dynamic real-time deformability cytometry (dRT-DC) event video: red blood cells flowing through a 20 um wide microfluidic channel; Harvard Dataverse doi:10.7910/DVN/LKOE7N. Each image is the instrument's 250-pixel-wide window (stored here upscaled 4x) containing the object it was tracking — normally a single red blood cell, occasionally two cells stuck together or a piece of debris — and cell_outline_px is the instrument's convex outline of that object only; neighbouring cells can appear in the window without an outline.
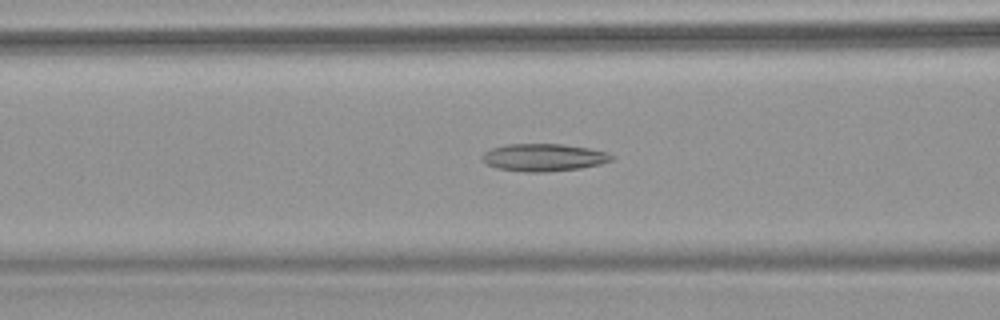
{"species": "common noctule bat (a hibernating species)", "species_latin": "Nyctalus noctula", "temperature_condition": "warm", "stored_images_in_passage": 70, "camera_frame_rate_fps": 3000, "um_per_image_px": 0.085, "animal": {"sex": "female", "body_mass_g": 18.4}, "frame": {"image": 1, "passage_image": 30, "time_ms": 9.667, "image_size_px": [1000, 320], "cell_outline_px": [[616, 156], [612, 160], [600, 164], [580, 168], [544, 172], [524, 172], [496, 168], [488, 164], [480, 156], [484, 152], [492, 148], [504, 144], [560, 144], [588, 148], [608, 152]], "centroid_in_image_um": [46.22, 13.38], "position_along_channel_um": 120.4, "area_um2": 20.75}}
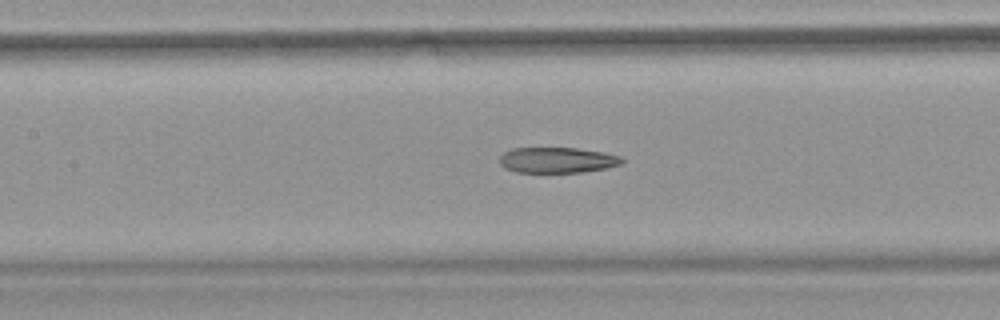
{"frame": {"image": 2, "passage_image": 34, "time_ms": 11.0, "image_size_px": [1000, 320], "cell_outline_px": [[624, 164], [608, 168], [580, 172], [516, 172], [504, 168], [500, 164], [500, 156], [504, 152], [512, 148], [576, 148], [604, 152], [620, 156], [624, 160]], "centroid_in_image_um": [47.39, 13.61], "position_along_channel_um": 160.0, "area_um2": 18.38}}
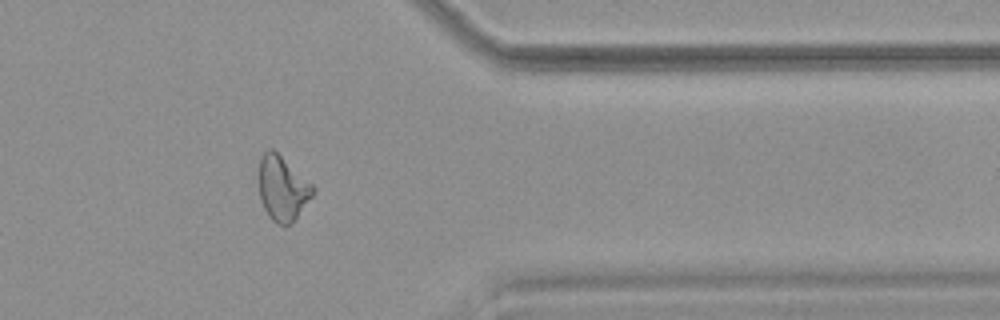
{"frame": {"image": 3, "passage_image": 58, "time_ms": 19.0, "image_size_px": [1000, 320], "cell_outline_px": [[316, 192], [292, 224], [276, 224], [268, 216], [260, 200], [260, 156], [268, 148], [272, 148], [312, 184], [316, 188]], "centroid_in_image_um": [24.03, 16.03], "position_along_channel_um": 387.4, "area_um2": 20.29}}